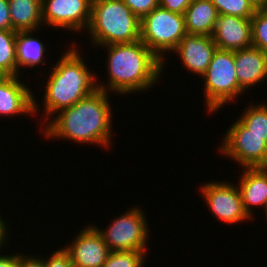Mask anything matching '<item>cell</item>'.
Masks as SVG:
<instances>
[{"label":"cell","mask_w":267,"mask_h":267,"mask_svg":"<svg viewBox=\"0 0 267 267\" xmlns=\"http://www.w3.org/2000/svg\"><path fill=\"white\" fill-rule=\"evenodd\" d=\"M111 112L108 92L97 89L53 116L44 125L43 134L48 138L108 147L112 138Z\"/></svg>","instance_id":"1"},{"label":"cell","mask_w":267,"mask_h":267,"mask_svg":"<svg viewBox=\"0 0 267 267\" xmlns=\"http://www.w3.org/2000/svg\"><path fill=\"white\" fill-rule=\"evenodd\" d=\"M100 47L108 52V83H98V89L124 95L143 93L159 81L165 65L143 41Z\"/></svg>","instance_id":"2"},{"label":"cell","mask_w":267,"mask_h":267,"mask_svg":"<svg viewBox=\"0 0 267 267\" xmlns=\"http://www.w3.org/2000/svg\"><path fill=\"white\" fill-rule=\"evenodd\" d=\"M70 47L51 68L53 70L47 79L43 96L45 120L51 119L63 109L70 108L98 89L97 77L89 71L90 68L86 66L76 48L78 46Z\"/></svg>","instance_id":"3"},{"label":"cell","mask_w":267,"mask_h":267,"mask_svg":"<svg viewBox=\"0 0 267 267\" xmlns=\"http://www.w3.org/2000/svg\"><path fill=\"white\" fill-rule=\"evenodd\" d=\"M141 19L123 0H93L88 33L96 47L140 40Z\"/></svg>","instance_id":"4"},{"label":"cell","mask_w":267,"mask_h":267,"mask_svg":"<svg viewBox=\"0 0 267 267\" xmlns=\"http://www.w3.org/2000/svg\"><path fill=\"white\" fill-rule=\"evenodd\" d=\"M202 77L206 97L204 105L209 113L213 114L244 93L236 77L234 51L217 49Z\"/></svg>","instance_id":"5"},{"label":"cell","mask_w":267,"mask_h":267,"mask_svg":"<svg viewBox=\"0 0 267 267\" xmlns=\"http://www.w3.org/2000/svg\"><path fill=\"white\" fill-rule=\"evenodd\" d=\"M186 34L184 15L160 6L141 18L140 40L164 64V54L174 51Z\"/></svg>","instance_id":"6"},{"label":"cell","mask_w":267,"mask_h":267,"mask_svg":"<svg viewBox=\"0 0 267 267\" xmlns=\"http://www.w3.org/2000/svg\"><path fill=\"white\" fill-rule=\"evenodd\" d=\"M146 219L144 211L136 206L115 218L106 230L92 226L101 235L110 251H146L150 236Z\"/></svg>","instance_id":"7"},{"label":"cell","mask_w":267,"mask_h":267,"mask_svg":"<svg viewBox=\"0 0 267 267\" xmlns=\"http://www.w3.org/2000/svg\"><path fill=\"white\" fill-rule=\"evenodd\" d=\"M231 125L219 151L243 168L267 167V142L249 132L238 119Z\"/></svg>","instance_id":"8"},{"label":"cell","mask_w":267,"mask_h":267,"mask_svg":"<svg viewBox=\"0 0 267 267\" xmlns=\"http://www.w3.org/2000/svg\"><path fill=\"white\" fill-rule=\"evenodd\" d=\"M202 198L206 200L207 208L222 221V223L246 222L250 218L243 207L242 197L236 184L210 181L200 186Z\"/></svg>","instance_id":"9"},{"label":"cell","mask_w":267,"mask_h":267,"mask_svg":"<svg viewBox=\"0 0 267 267\" xmlns=\"http://www.w3.org/2000/svg\"><path fill=\"white\" fill-rule=\"evenodd\" d=\"M93 0H42L44 26L81 31L88 29Z\"/></svg>","instance_id":"10"},{"label":"cell","mask_w":267,"mask_h":267,"mask_svg":"<svg viewBox=\"0 0 267 267\" xmlns=\"http://www.w3.org/2000/svg\"><path fill=\"white\" fill-rule=\"evenodd\" d=\"M75 240L63 248L74 267H102L110 253L108 245L92 226H85L76 233Z\"/></svg>","instance_id":"11"},{"label":"cell","mask_w":267,"mask_h":267,"mask_svg":"<svg viewBox=\"0 0 267 267\" xmlns=\"http://www.w3.org/2000/svg\"><path fill=\"white\" fill-rule=\"evenodd\" d=\"M19 76H5L0 80V115L34 114L40 107L30 87Z\"/></svg>","instance_id":"12"},{"label":"cell","mask_w":267,"mask_h":267,"mask_svg":"<svg viewBox=\"0 0 267 267\" xmlns=\"http://www.w3.org/2000/svg\"><path fill=\"white\" fill-rule=\"evenodd\" d=\"M212 38L220 50L236 51L252 46L251 18L219 14Z\"/></svg>","instance_id":"13"},{"label":"cell","mask_w":267,"mask_h":267,"mask_svg":"<svg viewBox=\"0 0 267 267\" xmlns=\"http://www.w3.org/2000/svg\"><path fill=\"white\" fill-rule=\"evenodd\" d=\"M216 50L212 36L186 34L173 52L179 55L188 71L202 77Z\"/></svg>","instance_id":"14"},{"label":"cell","mask_w":267,"mask_h":267,"mask_svg":"<svg viewBox=\"0 0 267 267\" xmlns=\"http://www.w3.org/2000/svg\"><path fill=\"white\" fill-rule=\"evenodd\" d=\"M234 63L238 84L244 91L267 80V54L261 49L250 46L234 51Z\"/></svg>","instance_id":"15"},{"label":"cell","mask_w":267,"mask_h":267,"mask_svg":"<svg viewBox=\"0 0 267 267\" xmlns=\"http://www.w3.org/2000/svg\"><path fill=\"white\" fill-rule=\"evenodd\" d=\"M245 169V170H244ZM237 185L248 216L253 217V206L264 208L267 204V167L243 168Z\"/></svg>","instance_id":"16"},{"label":"cell","mask_w":267,"mask_h":267,"mask_svg":"<svg viewBox=\"0 0 267 267\" xmlns=\"http://www.w3.org/2000/svg\"><path fill=\"white\" fill-rule=\"evenodd\" d=\"M218 15L210 0H192L184 13L187 34L212 36Z\"/></svg>","instance_id":"17"},{"label":"cell","mask_w":267,"mask_h":267,"mask_svg":"<svg viewBox=\"0 0 267 267\" xmlns=\"http://www.w3.org/2000/svg\"><path fill=\"white\" fill-rule=\"evenodd\" d=\"M14 31H37L42 21V0H8Z\"/></svg>","instance_id":"18"},{"label":"cell","mask_w":267,"mask_h":267,"mask_svg":"<svg viewBox=\"0 0 267 267\" xmlns=\"http://www.w3.org/2000/svg\"><path fill=\"white\" fill-rule=\"evenodd\" d=\"M33 33L34 31H18L16 34L17 76H20V69L23 67L33 68L36 65L47 63L43 61L46 50L44 43L37 37H33Z\"/></svg>","instance_id":"19"},{"label":"cell","mask_w":267,"mask_h":267,"mask_svg":"<svg viewBox=\"0 0 267 267\" xmlns=\"http://www.w3.org/2000/svg\"><path fill=\"white\" fill-rule=\"evenodd\" d=\"M16 34L14 30H0V70L6 76H17Z\"/></svg>","instance_id":"20"},{"label":"cell","mask_w":267,"mask_h":267,"mask_svg":"<svg viewBox=\"0 0 267 267\" xmlns=\"http://www.w3.org/2000/svg\"><path fill=\"white\" fill-rule=\"evenodd\" d=\"M249 106L238 120L249 129V132L262 137V140L267 142V103Z\"/></svg>","instance_id":"21"},{"label":"cell","mask_w":267,"mask_h":267,"mask_svg":"<svg viewBox=\"0 0 267 267\" xmlns=\"http://www.w3.org/2000/svg\"><path fill=\"white\" fill-rule=\"evenodd\" d=\"M145 255V251H110L102 267H142Z\"/></svg>","instance_id":"22"},{"label":"cell","mask_w":267,"mask_h":267,"mask_svg":"<svg viewBox=\"0 0 267 267\" xmlns=\"http://www.w3.org/2000/svg\"><path fill=\"white\" fill-rule=\"evenodd\" d=\"M216 7L218 14L233 15L242 18H252L255 9L248 0H210Z\"/></svg>","instance_id":"23"},{"label":"cell","mask_w":267,"mask_h":267,"mask_svg":"<svg viewBox=\"0 0 267 267\" xmlns=\"http://www.w3.org/2000/svg\"><path fill=\"white\" fill-rule=\"evenodd\" d=\"M252 46L267 54V9L256 10L251 18Z\"/></svg>","instance_id":"24"},{"label":"cell","mask_w":267,"mask_h":267,"mask_svg":"<svg viewBox=\"0 0 267 267\" xmlns=\"http://www.w3.org/2000/svg\"><path fill=\"white\" fill-rule=\"evenodd\" d=\"M140 19L159 6V0H123Z\"/></svg>","instance_id":"25"},{"label":"cell","mask_w":267,"mask_h":267,"mask_svg":"<svg viewBox=\"0 0 267 267\" xmlns=\"http://www.w3.org/2000/svg\"><path fill=\"white\" fill-rule=\"evenodd\" d=\"M43 267H74L69 254L62 248L53 252L49 258L40 257Z\"/></svg>","instance_id":"26"},{"label":"cell","mask_w":267,"mask_h":267,"mask_svg":"<svg viewBox=\"0 0 267 267\" xmlns=\"http://www.w3.org/2000/svg\"><path fill=\"white\" fill-rule=\"evenodd\" d=\"M192 0H159V6L165 10L184 15Z\"/></svg>","instance_id":"27"},{"label":"cell","mask_w":267,"mask_h":267,"mask_svg":"<svg viewBox=\"0 0 267 267\" xmlns=\"http://www.w3.org/2000/svg\"><path fill=\"white\" fill-rule=\"evenodd\" d=\"M0 30H12L8 0H0Z\"/></svg>","instance_id":"28"},{"label":"cell","mask_w":267,"mask_h":267,"mask_svg":"<svg viewBox=\"0 0 267 267\" xmlns=\"http://www.w3.org/2000/svg\"><path fill=\"white\" fill-rule=\"evenodd\" d=\"M19 252L18 254V265L17 267H43V261L39 258L40 256L37 255H31L29 256H24ZM37 258H36V257Z\"/></svg>","instance_id":"29"},{"label":"cell","mask_w":267,"mask_h":267,"mask_svg":"<svg viewBox=\"0 0 267 267\" xmlns=\"http://www.w3.org/2000/svg\"><path fill=\"white\" fill-rule=\"evenodd\" d=\"M18 253L13 255H0V267H17Z\"/></svg>","instance_id":"30"},{"label":"cell","mask_w":267,"mask_h":267,"mask_svg":"<svg viewBox=\"0 0 267 267\" xmlns=\"http://www.w3.org/2000/svg\"><path fill=\"white\" fill-rule=\"evenodd\" d=\"M6 225L7 224H6L5 220L2 219L0 216V252H1V249L4 248L3 246L6 245L5 241L8 240L6 236L9 235L8 234L9 232H7L8 227Z\"/></svg>","instance_id":"31"},{"label":"cell","mask_w":267,"mask_h":267,"mask_svg":"<svg viewBox=\"0 0 267 267\" xmlns=\"http://www.w3.org/2000/svg\"><path fill=\"white\" fill-rule=\"evenodd\" d=\"M255 10L267 9V0H248Z\"/></svg>","instance_id":"32"},{"label":"cell","mask_w":267,"mask_h":267,"mask_svg":"<svg viewBox=\"0 0 267 267\" xmlns=\"http://www.w3.org/2000/svg\"><path fill=\"white\" fill-rule=\"evenodd\" d=\"M6 75L0 70V80L4 78Z\"/></svg>","instance_id":"33"},{"label":"cell","mask_w":267,"mask_h":267,"mask_svg":"<svg viewBox=\"0 0 267 267\" xmlns=\"http://www.w3.org/2000/svg\"><path fill=\"white\" fill-rule=\"evenodd\" d=\"M264 211H265V215H266L265 218H267V204H266V207H265ZM266 220H267V219H266Z\"/></svg>","instance_id":"34"}]
</instances>
